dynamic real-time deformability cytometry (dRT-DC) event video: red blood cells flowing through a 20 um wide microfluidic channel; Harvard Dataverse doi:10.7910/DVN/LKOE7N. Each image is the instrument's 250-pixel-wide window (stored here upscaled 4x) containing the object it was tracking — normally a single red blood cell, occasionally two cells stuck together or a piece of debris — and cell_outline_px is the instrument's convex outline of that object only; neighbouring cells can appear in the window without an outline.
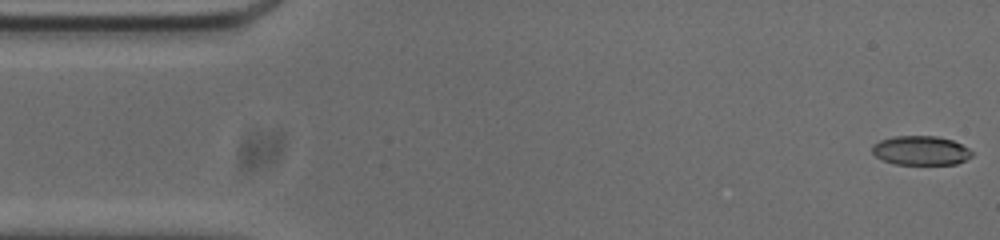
{"species": "common noctule bat (a hibernating species)", "species_latin": "Nyctalus noctula", "temperature_condition": "cold", "stored_images_in_passage": 53, "camera_frame_rate_fps": 3000, "um_per_image_px": 0.085, "animal": {"sex": "male", "body_mass_g": 20.0, "forearm_length_mm": 53.3}, "frame": {"image": 1, "passage_image": 1, "time_ms": 0.0, "image_size_px": [1000, 240], "cell_outline_px": [[972, 156], [956, 164], [896, 164], [884, 160], [876, 156], [872, 152], [872, 144], [880, 140], [896, 136], [936, 136], [952, 140], [968, 148], [972, 152]], "centroid_in_image_um": [78.25, 12.79], "position_along_channel_um": 6.7, "area_um2": 16.82}}
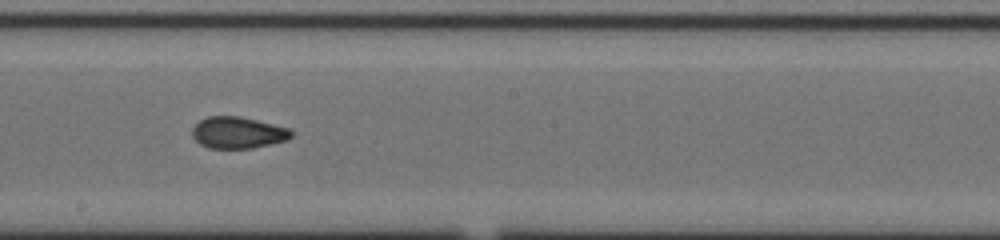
{"frame": {"image": 2, "passage_image": 28, "time_ms": 9.0, "image_size_px": [1000, 240], "cell_outline_px": [[292, 136], [288, 140], [252, 148], [208, 148], [200, 144], [192, 136], [192, 128], [200, 120], [208, 116], [240, 116], [292, 128]], "centroid_in_image_um": [20.24, 11.27], "position_along_channel_um": 228.0, "area_um2": 18.38}}
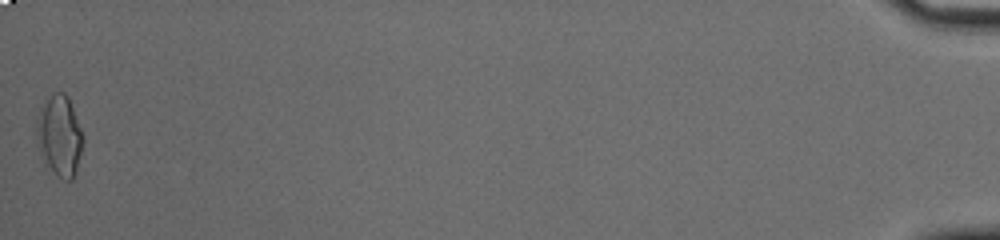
{"frame": {"image": 3, "passage_image": 53, "time_ms": 17.333, "image_size_px": [1000, 240], "cell_outline_px": [[84, 140], [76, 172], [72, 180], [64, 180], [48, 164], [40, 152], [36, 140], [36, 116], [44, 100], [52, 92], [64, 92], [68, 96], [84, 136]], "centroid_in_image_um": [5.06, 11.46], "position_along_channel_um": 430.1, "area_um2": 21.85}, "authors_computed_cell_mechanics": {"area_um2": 18.207, "velocity_mm_per_s": 3.7542, "shape_relaxation_time_tau1_ms": null, "shape_relaxation_time_tau2_ms": 1.9007, "deformation_change_tau1": null, "deformation_change_tau2": 0.0758}}